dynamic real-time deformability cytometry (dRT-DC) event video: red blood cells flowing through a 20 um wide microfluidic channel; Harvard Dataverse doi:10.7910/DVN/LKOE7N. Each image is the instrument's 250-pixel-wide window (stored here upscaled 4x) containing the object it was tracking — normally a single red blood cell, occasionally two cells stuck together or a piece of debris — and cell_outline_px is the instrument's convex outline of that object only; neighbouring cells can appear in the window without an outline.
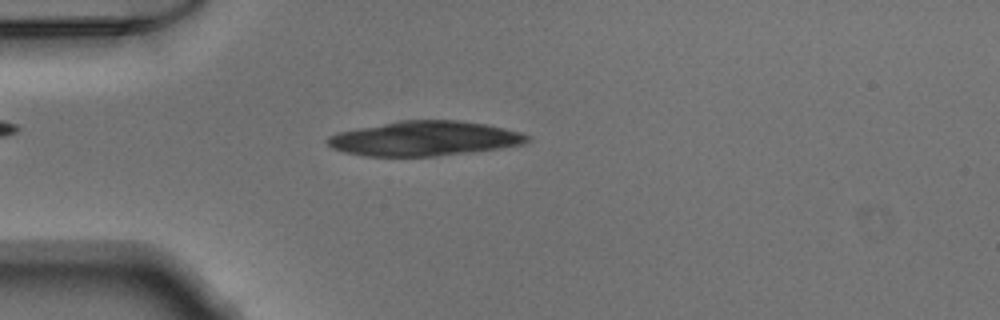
{"species": "Egyptian fruit bat (a non-hibernating species)", "species_latin": "Rousettus aegyptiacus", "temperature_condition": "warm", "stored_images_in_passage": 43, "camera_frame_rate_fps": 3000, "um_per_image_px": 0.085, "animal": {"sex": "male"}, "frame": {"image": 1, "passage_image": 7, "time_ms": 2.0, "image_size_px": [1000, 320], "cell_outline_px": [[532, 140], [524, 144], [500, 148], [472, 152], [432, 156], [364, 156], [344, 152], [332, 148], [324, 140], [328, 136], [336, 132], [400, 120], [456, 120], [488, 124], [520, 132], [532, 136]], "centroid_in_image_um": [36.09, 11.77], "position_along_channel_um": 48.9, "area_um2": 40.63}}